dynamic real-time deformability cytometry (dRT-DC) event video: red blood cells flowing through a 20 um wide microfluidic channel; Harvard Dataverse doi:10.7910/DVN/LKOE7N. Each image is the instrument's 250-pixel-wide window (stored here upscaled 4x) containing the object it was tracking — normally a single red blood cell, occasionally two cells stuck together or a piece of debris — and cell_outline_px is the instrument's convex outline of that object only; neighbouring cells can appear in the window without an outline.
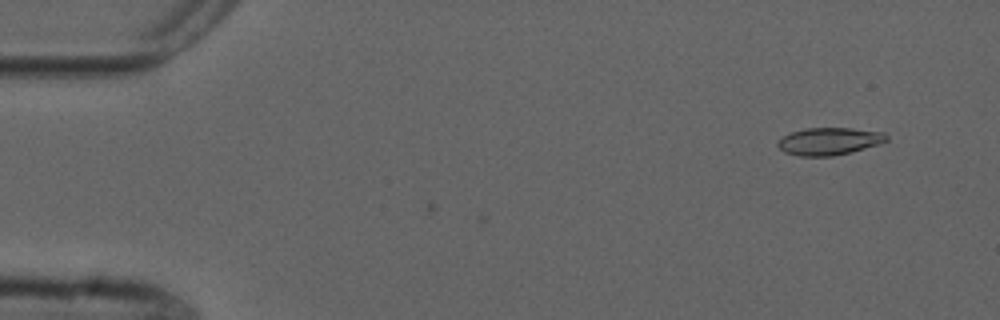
{"species": "common noctule bat (a hibernating species)", "species_latin": "Nyctalus noctula", "temperature_condition": "cold", "stored_images_in_passage": 4, "camera_frame_rate_fps": 3000, "um_per_image_px": 0.085, "animal": {"sex": "male", "forearm_length_mm": 52.5}, "frame": {"image": 1, "passage_image": 4, "time_ms": 1.0, "image_size_px": [1000, 320], "cell_outline_px": [[888, 140], [880, 144], [852, 152], [832, 156], [800, 156], [784, 152], [776, 144], [784, 136], [792, 132], [804, 128], [852, 128], [884, 132], [888, 136]], "centroid_in_image_um": [70.52, 12.01], "position_along_channel_um": 14.5, "area_um2": 17.4}}